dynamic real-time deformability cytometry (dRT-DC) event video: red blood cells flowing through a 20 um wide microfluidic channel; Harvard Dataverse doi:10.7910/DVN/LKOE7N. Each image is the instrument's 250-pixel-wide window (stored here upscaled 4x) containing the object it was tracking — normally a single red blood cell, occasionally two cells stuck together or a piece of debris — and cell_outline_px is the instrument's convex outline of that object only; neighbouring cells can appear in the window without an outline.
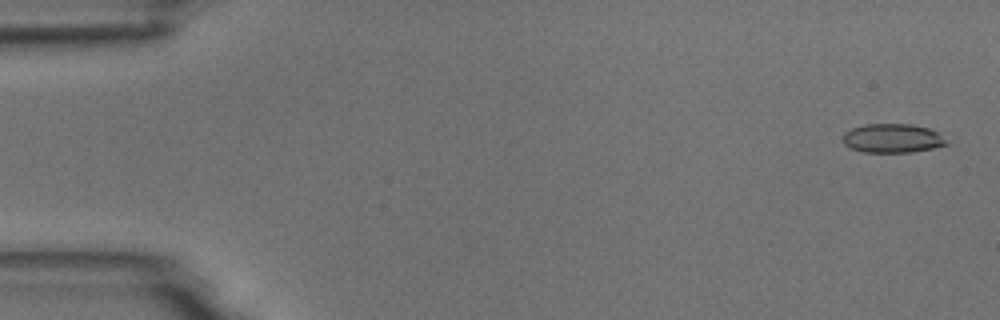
{"species": "common noctule bat (a hibernating species)", "species_latin": "Nyctalus noctula", "temperature_condition": "room temperature", "stored_images_in_passage": 6, "camera_frame_rate_fps": 3000, "um_per_image_px": 0.085, "animal": {"sex": "male", "body_mass_g": 18.8}, "frame": {"image": 1, "passage_image": 1, "time_ms": 0.0, "image_size_px": [1000, 320], "cell_outline_px": [[948, 144], [932, 148], [912, 152], [864, 152], [852, 148], [844, 144], [844, 132], [852, 128], [864, 124], [912, 124], [928, 128], [940, 132]], "centroid_in_image_um": [75.88, 11.74], "position_along_channel_um": 9.1, "area_um2": 17.46}}
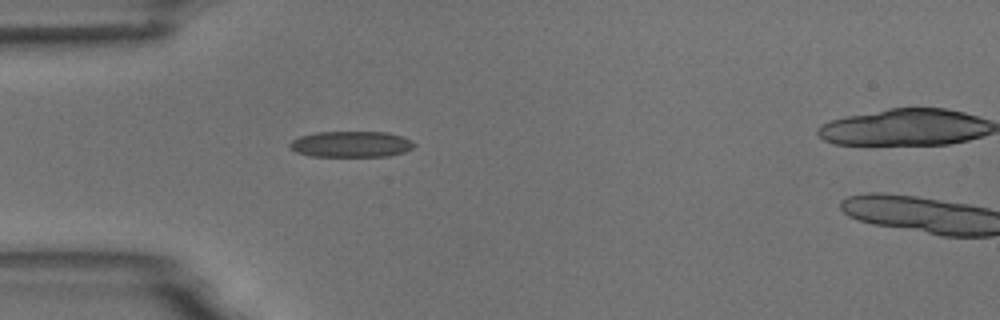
{"frame": {"image": 2, "passage_image": 5, "time_ms": 4.667, "image_size_px": [1000, 320], "cell_outline_px": [[416, 144], [412, 148], [404, 152], [388, 156], [308, 156], [296, 152], [288, 148], [288, 144], [292, 140], [300, 136], [316, 132], [388, 132], [412, 140]], "centroid_in_image_um": [29.81, 12.26], "position_along_channel_um": 55.2, "area_um2": 18.96}}